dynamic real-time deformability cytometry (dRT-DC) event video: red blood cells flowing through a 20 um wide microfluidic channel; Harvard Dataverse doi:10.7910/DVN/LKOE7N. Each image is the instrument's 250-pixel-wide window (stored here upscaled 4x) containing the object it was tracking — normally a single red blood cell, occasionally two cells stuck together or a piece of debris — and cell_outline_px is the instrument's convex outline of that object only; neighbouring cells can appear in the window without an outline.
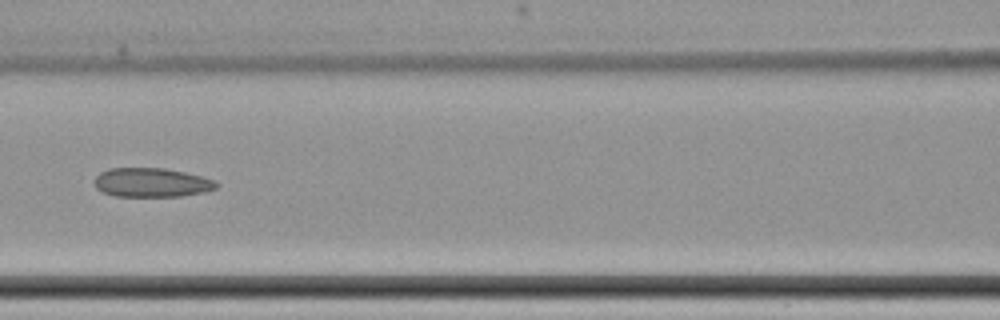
{"species": "common noctule bat (a hibernating species)", "species_latin": "Nyctalus noctula", "temperature_condition": "cold", "stored_images_in_passage": 11, "camera_frame_rate_fps": 3000, "um_per_image_px": 0.085, "animal": {"sex": "female", "body_mass_g": 22.7, "forearm_length_mm": 54.2}, "frame": {"image": 1, "passage_image": 7, "time_ms": 8.0, "image_size_px": [1000, 320], "cell_outline_px": [[220, 184], [216, 188], [204, 192], [180, 196], [116, 196], [104, 192], [96, 188], [96, 176], [100, 172], [108, 168], [164, 168], [184, 172], [216, 180]], "centroid_in_image_um": [12.91, 15.51], "position_along_channel_um": 153.7, "area_um2": 20.58}}
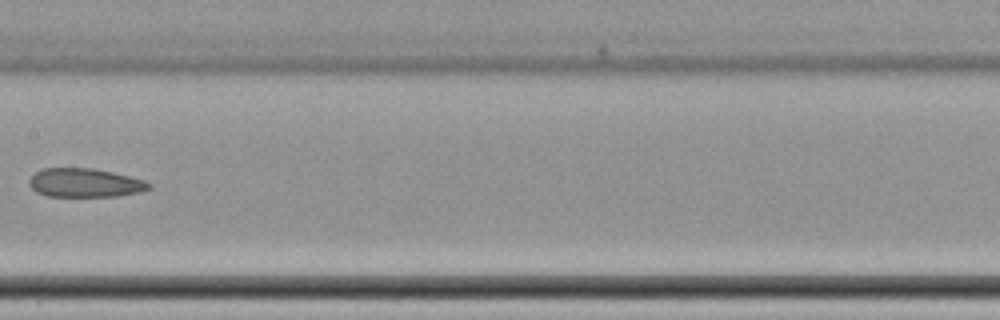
{"frame": {"image": 2, "passage_image": 8, "time_ms": 9.333, "image_size_px": [1000, 320], "cell_outline_px": [[152, 188], [140, 192], [116, 196], [48, 196], [36, 192], [28, 184], [28, 180], [36, 172], [44, 168], [96, 168], [144, 180], [152, 184]], "centroid_in_image_um": [7.22, 15.54], "position_along_channel_um": 200.2, "area_um2": 20.11}}
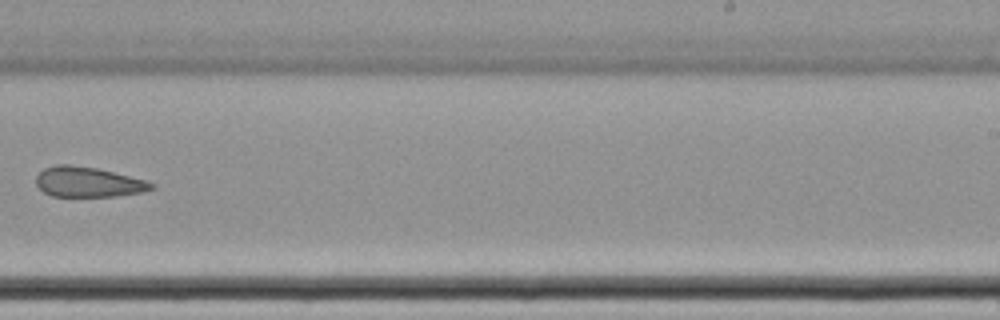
{"frame": {"image": 3, "passage_image": 10, "time_ms": 11.667, "image_size_px": [1000, 320], "cell_outline_px": [[156, 188], [144, 192], [116, 196], [52, 196], [44, 192], [36, 184], [36, 176], [44, 168], [56, 164], [72, 164], [96, 168], [144, 180], [156, 184]], "centroid_in_image_um": [7.49, 15.47], "position_along_channel_um": 281.5, "area_um2": 20.23}}